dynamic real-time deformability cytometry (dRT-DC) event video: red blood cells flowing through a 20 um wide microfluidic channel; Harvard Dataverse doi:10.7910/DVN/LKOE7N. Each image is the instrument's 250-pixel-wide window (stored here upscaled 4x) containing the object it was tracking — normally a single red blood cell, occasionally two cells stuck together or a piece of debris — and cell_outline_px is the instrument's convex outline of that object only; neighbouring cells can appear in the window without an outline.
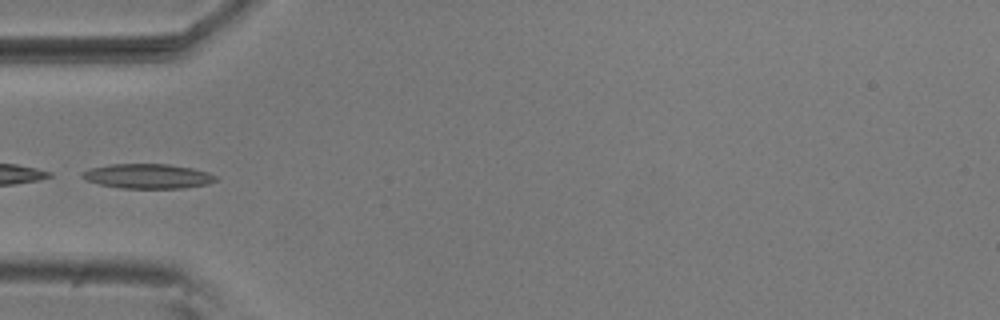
{"species": "common noctule bat (a hibernating species)", "species_latin": "Nyctalus noctula", "temperature_condition": "room temperature", "stored_images_in_passage": 10, "camera_frame_rate_fps": 3000, "um_per_image_px": 0.085, "animal": {"sex": "male", "body_mass_g": 20.5, "forearm_length_mm": 52.5}, "frame": {"image": 1, "passage_image": 6, "time_ms": 1.667, "image_size_px": [1000, 320], "cell_outline_px": [[220, 180], [208, 184], [184, 188], [120, 188], [100, 184], [88, 180], [80, 176], [80, 172], [92, 168], [112, 164], [168, 164], [192, 168], [208, 172], [216, 176]], "centroid_in_image_um": [12.6, 14.98], "position_along_channel_um": 72.4, "area_um2": 19.19}}
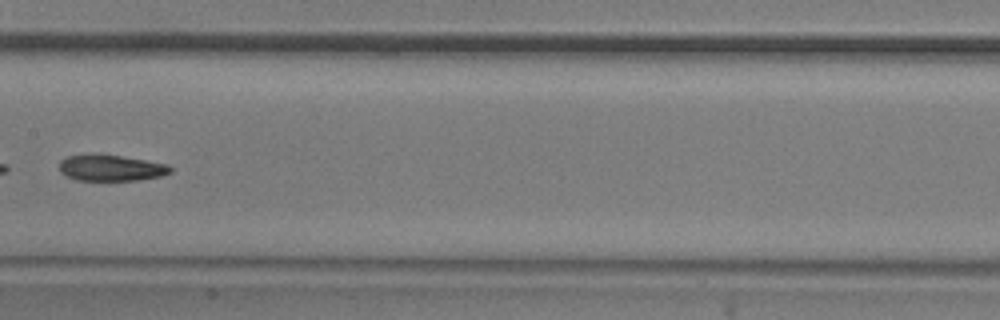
{"frame": {"image": 2, "passage_image": 9, "time_ms": 2.667, "image_size_px": [1000, 320], "cell_outline_px": [[172, 172], [160, 176], [140, 180], [76, 180], [60, 172], [60, 160], [68, 156], [92, 152], [120, 156], [168, 164], [172, 168]], "centroid_in_image_um": [9.41, 14.25], "position_along_channel_um": 198.0, "area_um2": 17.11}}
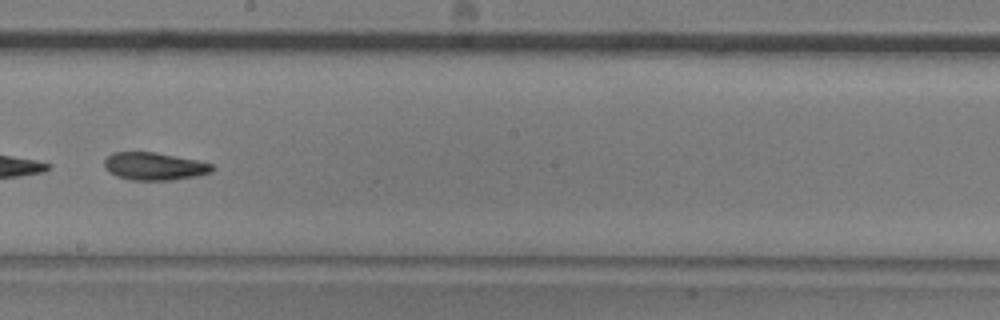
{"frame": {"image": 3, "passage_image": 10, "time_ms": 3.0, "image_size_px": [1000, 320], "cell_outline_px": [[216, 168], [212, 172], [196, 176], [172, 180], [132, 180], [116, 176], [108, 172], [104, 164], [104, 160], [112, 152], [156, 152], [196, 160], [212, 164]], "centroid_in_image_um": [13.12, 14.13], "position_along_channel_um": 235.1, "area_um2": 17.46}}